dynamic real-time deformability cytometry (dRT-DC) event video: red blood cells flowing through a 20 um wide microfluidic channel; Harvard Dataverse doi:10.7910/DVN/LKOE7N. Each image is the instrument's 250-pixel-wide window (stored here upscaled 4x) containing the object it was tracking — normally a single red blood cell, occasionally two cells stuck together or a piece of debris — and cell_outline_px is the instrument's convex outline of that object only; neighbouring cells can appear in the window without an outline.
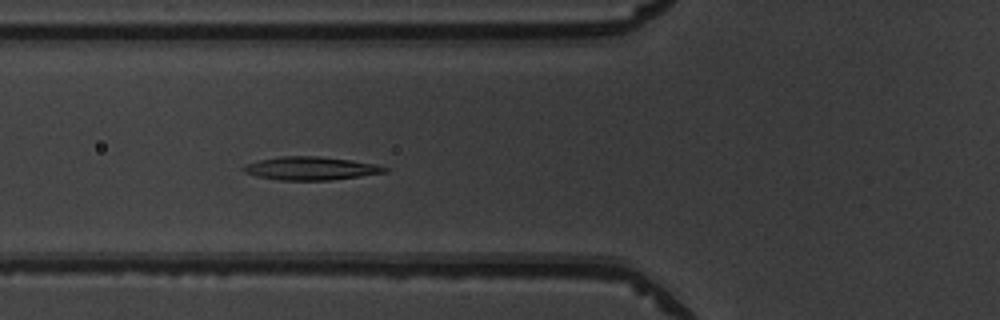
{"species": "common noctule bat (a hibernating species)", "species_latin": "Nyctalus noctula", "temperature_condition": "warm", "stored_images_in_passage": 35, "camera_frame_rate_fps": 3000, "um_per_image_px": 0.085, "animal": {"sex": "male", "body_mass_g": 19.5, "forearm_length_mm": 54.6}, "frame": {"image": 1, "passage_image": 3, "time_ms": 0.667, "image_size_px": [1000, 320], "cell_outline_px": [[388, 172], [332, 180], [280, 180], [256, 176], [244, 172], [240, 168], [248, 164], [260, 160], [280, 156], [320, 156], [352, 160], [376, 164], [388, 168]], "centroid_in_image_um": [26.44, 14.31], "position_along_channel_um": 99.4, "area_um2": 19.13}}
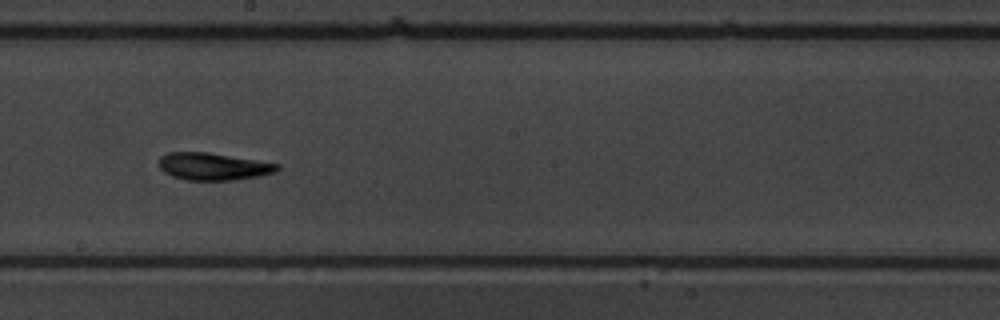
{"frame": {"image": 2, "passage_image": 13, "time_ms": 4.0, "image_size_px": [1000, 320], "cell_outline_px": [[280, 168], [276, 172], [256, 176], [232, 180], [188, 180], [172, 176], [164, 172], [160, 168], [160, 156], [168, 152], [208, 152], [280, 164]], "centroid_in_image_um": [18.12, 14.14], "position_along_channel_um": 230.1, "area_um2": 18.67}}
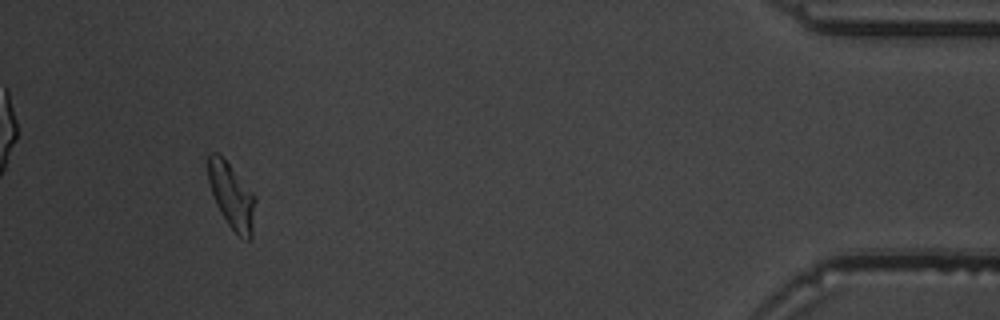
{"frame": {"image": 3, "passage_image": 32, "time_ms": 10.333, "image_size_px": [1000, 320], "cell_outline_px": [[256, 200], [252, 236], [248, 240], [236, 236], [220, 212], [216, 204], [208, 180], [208, 152], [216, 152], [228, 164], [256, 196]], "centroid_in_image_um": [19.7, 16.7], "position_along_channel_um": 415.5, "area_um2": 17.92}, "authors_computed_cell_mechanics": {"area_um2": 18.496, "velocity_mm_per_s": 3.9323, "shape_relaxation_time_tau1_ms": 6.293, "shape_relaxation_time_tau2_ms": 2.6322, "deformation_change_tau1": 0.1907, "deformation_change_tau2": 0.0965}}